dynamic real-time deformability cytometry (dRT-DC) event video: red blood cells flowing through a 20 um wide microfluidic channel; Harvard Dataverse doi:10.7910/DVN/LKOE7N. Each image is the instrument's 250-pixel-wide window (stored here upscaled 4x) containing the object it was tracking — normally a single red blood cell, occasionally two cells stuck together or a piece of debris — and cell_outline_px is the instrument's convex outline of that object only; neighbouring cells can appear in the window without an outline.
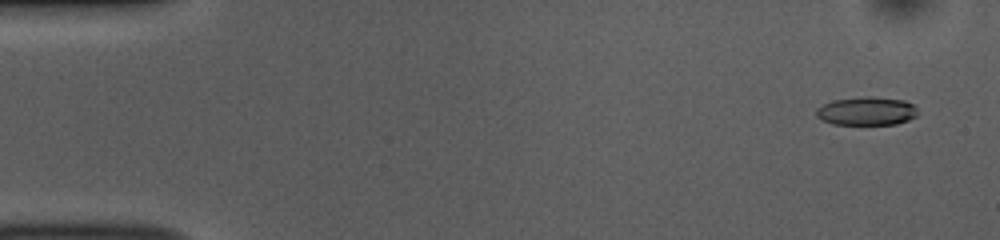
{"species": "common noctule bat (a hibernating species)", "species_latin": "Nyctalus noctula", "temperature_condition": "room temperature", "stored_images_in_passage": 52, "camera_frame_rate_fps": 3000, "um_per_image_px": 0.085, "animal": {"sex": "female", "body_mass_g": 10.0, "forearm_length_mm": 53.1}, "frame": {"image": 1, "passage_image": 3, "time_ms": 0.667, "image_size_px": [1000, 240], "cell_outline_px": [[916, 116], [908, 120], [896, 124], [832, 124], [816, 116], [816, 108], [832, 100], [864, 96], [868, 96], [904, 100], [912, 104], [916, 108]], "centroid_in_image_um": [73.64, 9.43], "position_along_channel_um": 11.4, "area_um2": 16.7}}
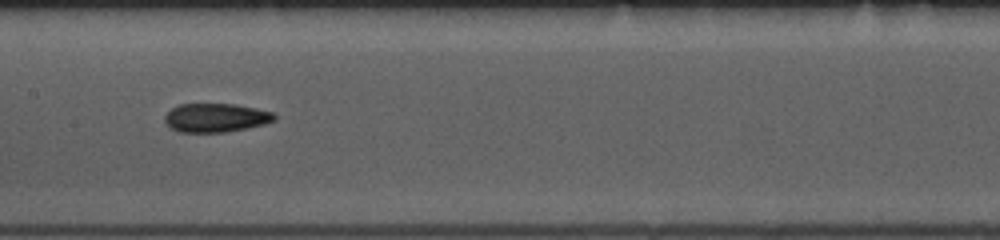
{"frame": {"image": 2, "passage_image": 26, "time_ms": 8.333, "image_size_px": [1000, 240], "cell_outline_px": [[276, 120], [264, 124], [224, 132], [180, 132], [168, 128], [164, 120], [164, 116], [172, 108], [180, 104], [236, 104], [256, 108], [272, 112], [276, 116]], "centroid_in_image_um": [18.31, 10.0], "position_along_channel_um": 189.1, "area_um2": 18.38}}
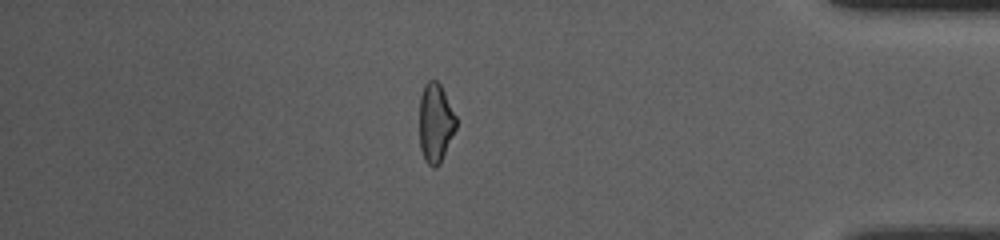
{"frame": {"image": 3, "passage_image": 45, "time_ms": 14.667, "image_size_px": [1000, 240], "cell_outline_px": [[456, 128], [440, 164], [436, 168], [432, 168], [424, 160], [420, 148], [420, 96], [424, 84], [428, 80], [436, 80], [440, 84], [456, 116]], "centroid_in_image_um": [37.01, 10.47], "position_along_channel_um": 398.2, "area_um2": 16.94}, "authors_computed_cell_mechanics": {"area_um2": 17.6579, "velocity_mm_per_s": 3.8502, "shape_relaxation_time_tau1_ms": 8.9451, "shape_relaxation_time_tau2_ms": 3.5978, "deformation_change_tau1": 0.2126, "deformation_change_tau2": 0.1226}}